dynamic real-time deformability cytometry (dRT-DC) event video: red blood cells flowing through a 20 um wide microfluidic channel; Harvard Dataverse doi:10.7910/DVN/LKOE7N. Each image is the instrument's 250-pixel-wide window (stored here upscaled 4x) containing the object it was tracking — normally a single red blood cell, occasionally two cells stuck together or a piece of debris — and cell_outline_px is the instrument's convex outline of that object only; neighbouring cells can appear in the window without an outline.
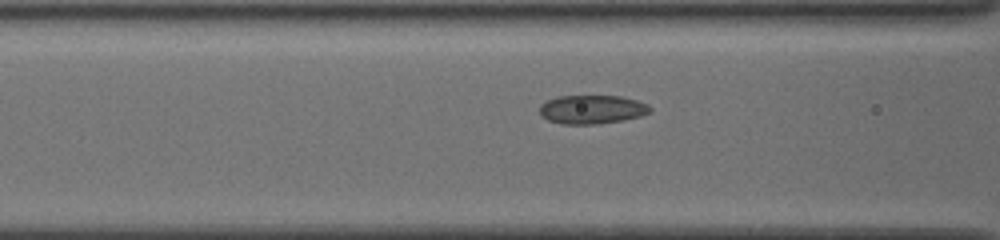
{"species": "common noctule bat (a hibernating species)", "species_latin": "Nyctalus noctula", "temperature_condition": "cold", "stored_images_in_passage": 17, "camera_frame_rate_fps": 3000, "um_per_image_px": 0.085, "animal": {"sex": "female", "body_mass_g": 19.5, "forearm_length_mm": 54.1}, "frame": {"image": 1, "passage_image": 15, "time_ms": 4.667, "image_size_px": [1000, 240], "cell_outline_px": [[652, 112], [640, 116], [624, 120], [596, 124], [560, 124], [548, 120], [540, 116], [540, 104], [556, 96], [620, 96], [636, 100], [648, 104], [652, 108]], "centroid_in_image_um": [50.32, 9.3], "position_along_channel_um": 116.3, "area_um2": 18.67}}